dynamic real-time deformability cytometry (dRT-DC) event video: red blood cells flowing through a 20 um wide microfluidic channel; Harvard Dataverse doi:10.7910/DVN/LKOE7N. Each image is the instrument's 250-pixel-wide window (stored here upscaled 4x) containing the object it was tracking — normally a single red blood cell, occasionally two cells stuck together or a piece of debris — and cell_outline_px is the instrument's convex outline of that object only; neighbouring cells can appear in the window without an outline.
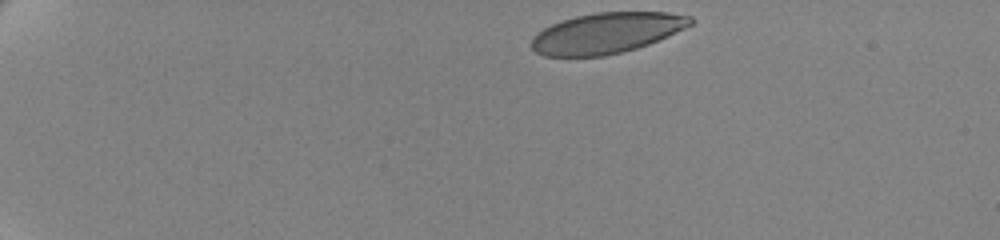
{"species": "human", "species_latin": "Homo sapiens", "temperature_condition": "cold", "stored_images_in_passage": 45, "camera_frame_rate_fps": 3000, "um_per_image_px": 0.085, "donor": {"sex": "female"}, "frame": {"image": 1, "passage_image": 1, "time_ms": 0.0, "image_size_px": [1000, 240], "cell_outline_px": [[692, 24], [668, 36], [648, 44], [636, 48], [604, 56], [544, 56], [536, 52], [532, 48], [532, 36], [544, 28], [552, 24], [576, 16], [596, 12], [668, 12], [692, 16]], "centroid_in_image_um": [51.56, 2.8], "position_along_channel_um": 33.4, "area_um2": 37.4}}
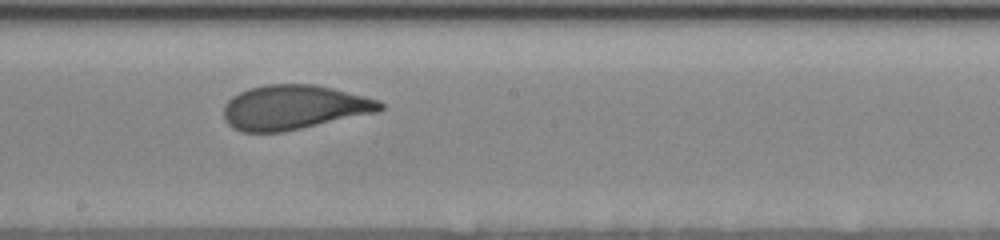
{"frame": {"image": 2, "passage_image": 26, "time_ms": 8.333, "image_size_px": [1000, 240], "cell_outline_px": [[384, 108], [380, 112], [284, 132], [240, 132], [232, 128], [224, 120], [224, 104], [232, 96], [248, 88], [264, 84], [316, 84], [380, 100], [384, 104]], "centroid_in_image_um": [24.99, 9.13], "position_along_channel_um": 223.2, "area_um2": 41.04}}
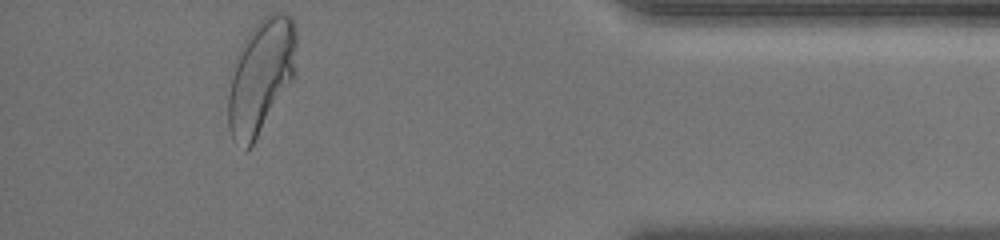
{"frame": {"image": 3, "passage_image": 45, "time_ms": 14.667, "image_size_px": [1000, 240], "cell_outline_px": [[296, 76], [252, 144], [244, 152], [232, 140], [228, 128], [228, 72], [236, 52], [252, 28], [264, 16], [272, 12], [284, 12], [292, 16], [296, 28]], "centroid_in_image_um": [22.15, 6.47], "position_along_channel_um": 413.0, "area_um2": 46.64}, "authors_computed_cell_mechanics": {"area_um2": 40.8068, "velocity_mm_per_s": 3.4615, "shape_relaxation_time_tau1_ms": 3.9877, "shape_relaxation_time_tau2_ms": null, "deformation_change_tau1": 0.1437, "deformation_change_tau2": null}}